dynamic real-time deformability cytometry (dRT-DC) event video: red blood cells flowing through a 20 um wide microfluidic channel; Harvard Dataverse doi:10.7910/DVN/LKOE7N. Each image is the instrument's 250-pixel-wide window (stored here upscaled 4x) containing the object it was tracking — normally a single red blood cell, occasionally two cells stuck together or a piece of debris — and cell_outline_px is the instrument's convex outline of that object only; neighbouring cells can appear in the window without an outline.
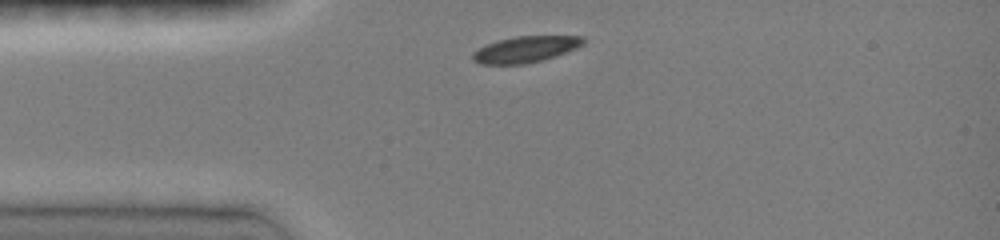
{"species": "common noctule bat (a hibernating species)", "species_latin": "Nyctalus noctula", "temperature_condition": "room temperature", "stored_images_in_passage": 22, "camera_frame_rate_fps": 3000, "um_per_image_px": 0.085, "animal": {"sex": "female", "body_mass_g": 19.0, "forearm_length_mm": 51.5}, "frame": {"image": 1, "passage_image": 1, "time_ms": 0.0, "image_size_px": [1000, 240], "cell_outline_px": [[584, 44], [576, 48], [556, 56], [524, 64], [480, 64], [472, 60], [472, 52], [496, 40], [516, 36], [584, 36]], "centroid_in_image_um": [44.66, 4.19], "position_along_channel_um": 40.3, "area_um2": 16.82}}
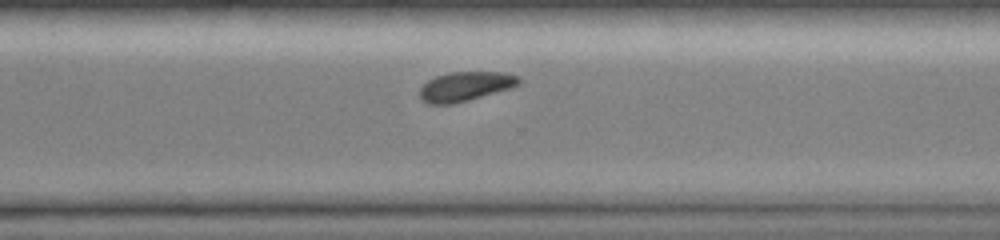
{"frame": {"image": 2, "passage_image": 16, "time_ms": 7.667, "image_size_px": [1000, 240], "cell_outline_px": [[520, 84], [512, 88], [468, 100], [452, 104], [428, 104], [420, 96], [420, 88], [428, 80], [436, 76], [448, 72], [504, 72], [520, 76]], "centroid_in_image_um": [39.59, 7.33], "position_along_channel_um": 331.0, "area_um2": 16.99}}
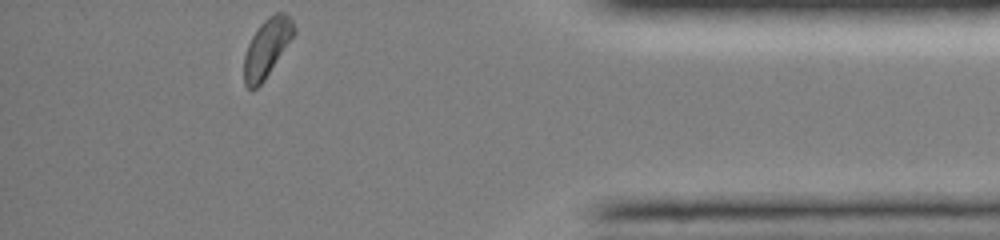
{"frame": {"image": 3, "passage_image": 22, "time_ms": 10.333, "image_size_px": [1000, 240], "cell_outline_px": [[296, 32], [264, 80], [256, 88], [248, 88], [244, 84], [244, 56], [248, 44], [252, 36], [260, 24], [268, 16], [276, 12], [284, 12], [292, 20], [296, 28]], "centroid_in_image_um": [22.69, 4.04], "position_along_channel_um": 412.5, "area_um2": 16.76}, "authors_computed_cell_mechanics": {"area_um2": 17.7735, "velocity_mm_per_s": 4.0216, "shape_relaxation_time_tau1_ms": 1.7305, "shape_relaxation_time_tau2_ms": null, "deformation_change_tau1": 0.0491, "deformation_change_tau2": null}}